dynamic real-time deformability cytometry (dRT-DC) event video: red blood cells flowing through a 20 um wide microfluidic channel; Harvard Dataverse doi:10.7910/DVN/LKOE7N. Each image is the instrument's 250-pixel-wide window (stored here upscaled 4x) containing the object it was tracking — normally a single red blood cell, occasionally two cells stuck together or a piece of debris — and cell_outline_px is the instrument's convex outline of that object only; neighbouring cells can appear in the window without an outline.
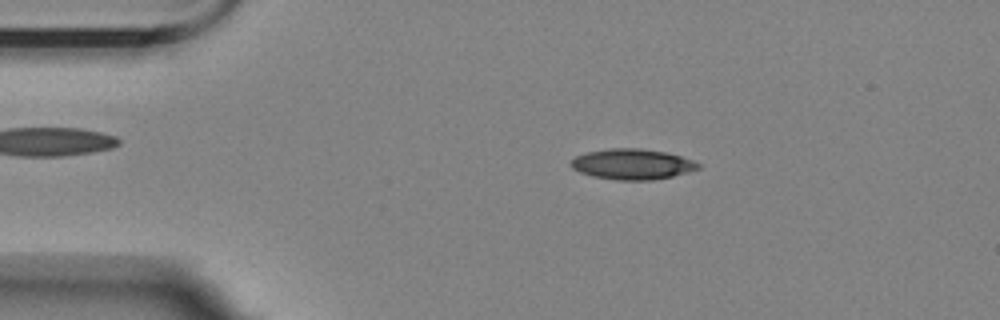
{"species": "Egyptian fruit bat (a non-hibernating species)", "species_latin": "Rousettus aegyptiacus", "temperature_condition": "room temperature", "stored_images_in_passage": 54, "camera_frame_rate_fps": 3000, "um_per_image_px": 0.085, "animal": {"sex": "female"}, "frame": {"image": 1, "passage_image": 8, "time_ms": 2.333, "image_size_px": [1000, 320], "cell_outline_px": [[700, 168], [688, 172], [672, 176], [652, 180], [616, 180], [592, 176], [580, 172], [572, 168], [572, 160], [576, 156], [588, 152], [608, 148], [640, 148], [664, 152], [680, 156], [692, 160], [700, 164]], "centroid_in_image_um": [53.75, 13.96], "position_along_channel_um": 31.3, "area_um2": 22.48}}
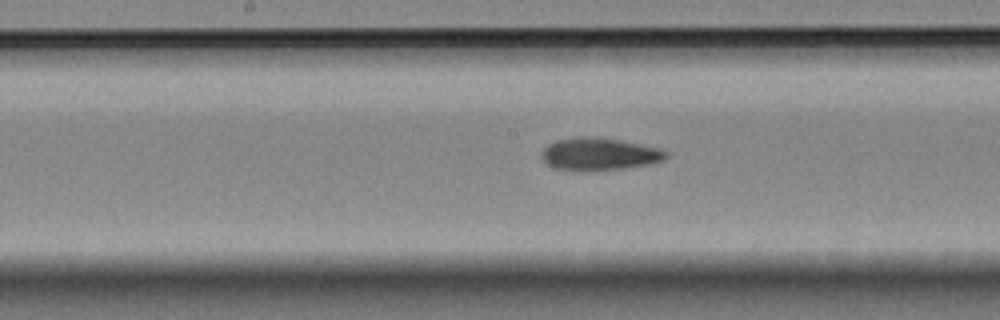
{"frame": {"image": 2, "passage_image": 26, "time_ms": 8.333, "image_size_px": [1000, 320], "cell_outline_px": [[668, 156], [664, 160], [652, 164], [624, 168], [556, 168], [548, 164], [540, 156], [540, 152], [548, 144], [556, 140], [580, 136], [584, 136], [620, 140], [660, 148], [668, 152]], "centroid_in_image_um": [50.98, 13.05], "position_along_channel_um": 197.2, "area_um2": 22.77}}
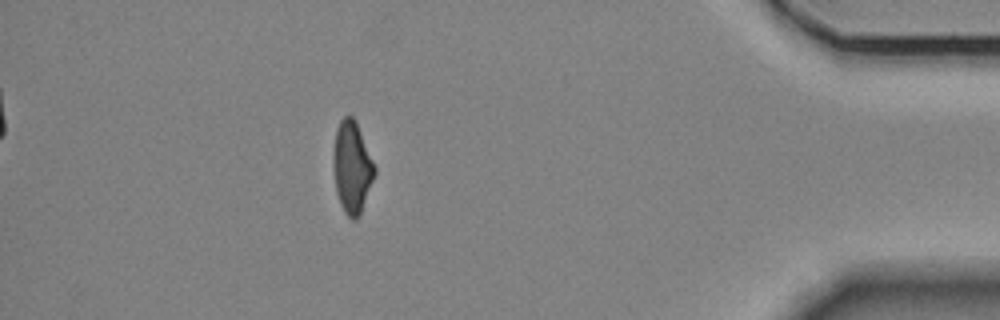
{"frame": {"image": 3, "passage_image": 48, "time_ms": 15.667, "image_size_px": [1000, 320], "cell_outline_px": [[376, 172], [360, 216], [356, 220], [352, 220], [344, 212], [340, 204], [336, 192], [336, 128], [340, 120], [344, 116], [352, 116], [356, 120], [376, 168]], "centroid_in_image_um": [29.98, 14.25], "position_along_channel_um": 405.2, "area_um2": 21.39}, "authors_computed_cell_mechanics": {"area_um2": 22.6865, "velocity_mm_per_s": 3.4804, "shape_relaxation_time_tau1_ms": null, "shape_relaxation_time_tau2_ms": 3.2699, "deformation_change_tau1": null, "deformation_change_tau2": 0.1054}}